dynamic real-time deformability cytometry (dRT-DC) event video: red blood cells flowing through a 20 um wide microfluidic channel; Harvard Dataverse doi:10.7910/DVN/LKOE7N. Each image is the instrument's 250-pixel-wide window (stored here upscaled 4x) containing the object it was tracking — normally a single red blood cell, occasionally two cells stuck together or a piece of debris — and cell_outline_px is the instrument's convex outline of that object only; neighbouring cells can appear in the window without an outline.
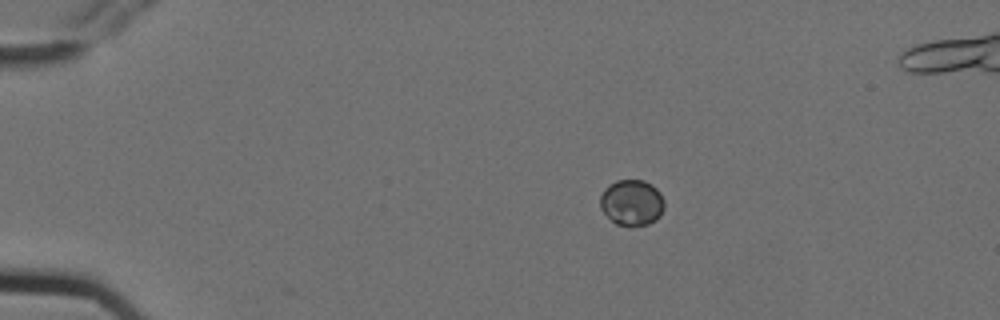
{"species": "Egyptian fruit bat (a non-hibernating species)", "species_latin": "Rousettus aegyptiacus", "temperature_condition": "cold", "stored_images_in_passage": 4, "camera_frame_rate_fps": 3000, "um_per_image_px": 0.085, "animal": {"sex": "female"}, "frame": {"image": 1, "passage_image": 1, "time_ms": 0.0, "image_size_px": [1000, 320], "cell_outline_px": [[664, 208], [660, 216], [656, 220], [648, 224], [616, 224], [600, 208], [600, 196], [604, 188], [608, 184], [616, 180], [644, 180], [652, 184], [660, 192], [664, 200]], "centroid_in_image_um": [53.71, 17.18], "position_along_channel_um": 31.3, "area_um2": 17.11}}